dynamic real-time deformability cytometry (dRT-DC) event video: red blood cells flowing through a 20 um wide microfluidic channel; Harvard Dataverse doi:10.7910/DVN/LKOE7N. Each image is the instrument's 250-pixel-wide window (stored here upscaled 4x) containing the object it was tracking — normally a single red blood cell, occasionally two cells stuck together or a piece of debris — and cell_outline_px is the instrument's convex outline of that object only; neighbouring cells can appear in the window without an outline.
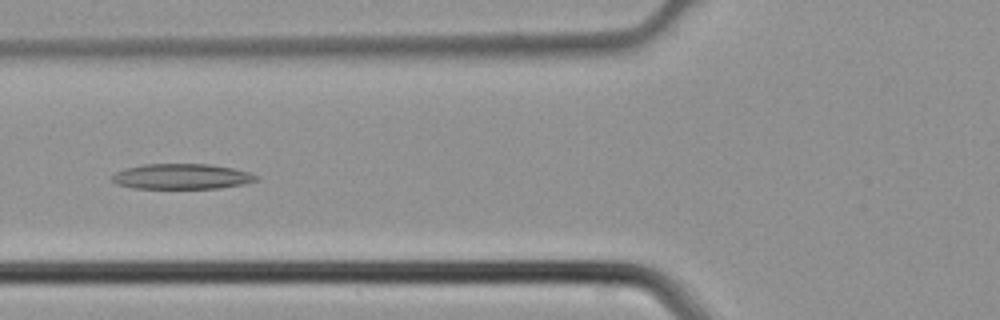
{"species": "common noctule bat (a hibernating species)", "species_latin": "Nyctalus noctula", "temperature_condition": "cold", "stored_images_in_passage": 45, "camera_frame_rate_fps": 3000, "um_per_image_px": 0.085, "animal": {"sex": "male", "body_mass_g": 21.5, "forearm_length_mm": 52.0}, "frame": {"image": 1, "passage_image": 17, "time_ms": 5.333, "image_size_px": [1000, 320], "cell_outline_px": [[260, 176], [256, 180], [244, 184], [220, 188], [132, 188], [116, 184], [112, 180], [112, 176], [116, 172], [128, 168], [144, 164], [212, 164], [232, 168], [248, 172]], "centroid_in_image_um": [15.46, 15.0], "position_along_channel_um": 110.3, "area_um2": 21.21}}
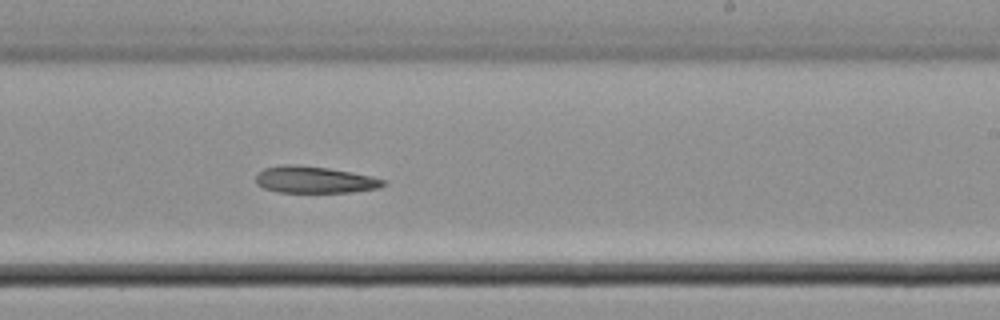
{"frame": {"image": 2, "passage_image": 27, "time_ms": 8.667, "image_size_px": [1000, 320], "cell_outline_px": [[388, 184], [380, 188], [352, 192], [276, 192], [264, 188], [256, 184], [256, 176], [264, 168], [284, 164], [296, 164], [328, 168], [352, 172], [372, 176], [384, 180]], "centroid_in_image_um": [26.75, 15.28], "position_along_channel_um": 262.2, "area_um2": 20.0}}
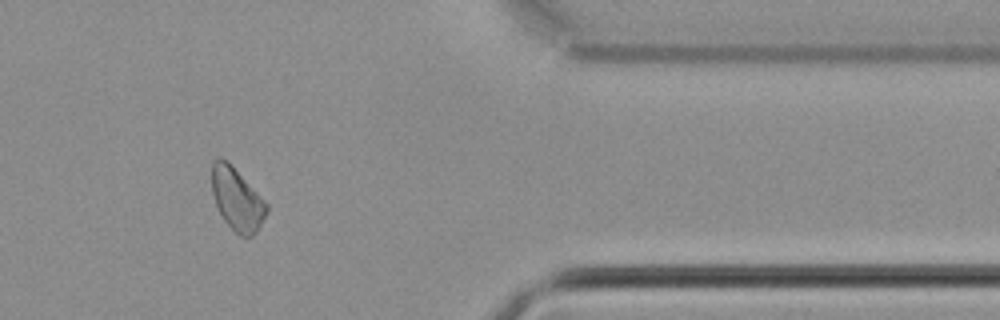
{"frame": {"image": 3, "passage_image": 37, "time_ms": 12.0, "image_size_px": [1000, 320], "cell_outline_px": [[268, 212], [256, 232], [252, 236], [240, 236], [224, 220], [216, 204], [212, 192], [212, 160], [220, 156], [228, 160], [232, 164], [268, 204]], "centroid_in_image_um": [20.14, 16.89], "position_along_channel_um": 391.3, "area_um2": 20.0}}